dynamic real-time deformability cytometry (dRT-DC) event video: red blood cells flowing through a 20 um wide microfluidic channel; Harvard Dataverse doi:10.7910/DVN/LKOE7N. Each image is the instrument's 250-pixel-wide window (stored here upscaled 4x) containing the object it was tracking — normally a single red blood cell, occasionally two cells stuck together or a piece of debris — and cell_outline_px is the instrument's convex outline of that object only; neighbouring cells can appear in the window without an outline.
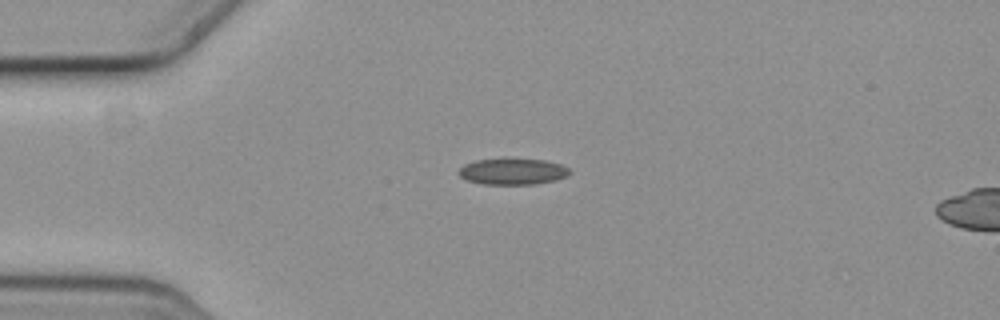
{"species": "common noctule bat (a hibernating species)", "species_latin": "Nyctalus noctula", "temperature_condition": "cold", "stored_images_in_passage": 3, "camera_frame_rate_fps": 3000, "um_per_image_px": 0.085, "animal": {"sex": "female", "body_mass_g": 19.3, "forearm_length_mm": 54.1}, "frame": {"image": 1, "passage_image": 1, "time_ms": 0.0, "image_size_px": [1000, 320], "cell_outline_px": [[572, 172], [568, 176], [556, 180], [536, 184], [484, 184], [468, 180], [460, 176], [456, 172], [464, 164], [476, 160], [544, 160], [560, 164], [568, 168]], "centroid_in_image_um": [43.6, 14.6], "position_along_channel_um": 41.4, "area_um2": 16.65}}
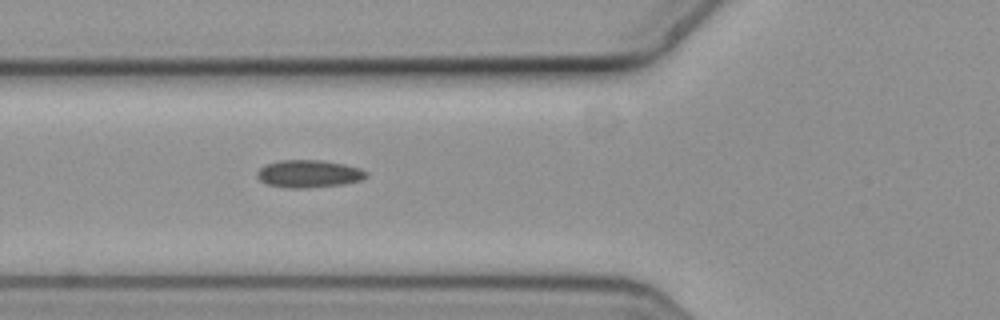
{"frame": {"image": 2, "passage_image": 3, "time_ms": 0.667, "image_size_px": [1000, 320], "cell_outline_px": [[368, 176], [360, 180], [344, 184], [308, 188], [288, 188], [268, 184], [260, 180], [256, 176], [256, 172], [264, 164], [280, 160], [320, 160], [344, 164], [360, 168], [368, 172]], "centroid_in_image_um": [26.24, 14.77], "position_along_channel_um": 99.6, "area_um2": 17.63}}